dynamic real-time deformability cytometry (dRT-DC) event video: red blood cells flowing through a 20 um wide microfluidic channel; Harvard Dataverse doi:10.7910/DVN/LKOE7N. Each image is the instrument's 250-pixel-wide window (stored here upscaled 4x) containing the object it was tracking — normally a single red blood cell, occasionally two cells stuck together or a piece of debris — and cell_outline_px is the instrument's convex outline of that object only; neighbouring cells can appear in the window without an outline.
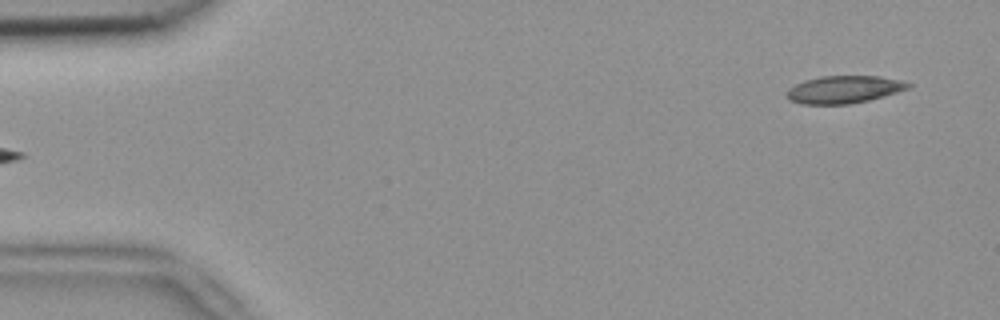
{"species": "common noctule bat (a hibernating species)", "species_latin": "Nyctalus noctula", "temperature_condition": "room temperature", "stored_images_in_passage": 5, "segment_of_instrument_passage": [2, 2], "camera_frame_rate_fps": 3000, "um_per_image_px": 0.085, "animal": {"sex": "female", "body_mass_g": 18.4}, "frame": {"image": 1, "passage_image": 5, "time_ms": 1.333, "image_size_px": [1000, 320], "cell_outline_px": [[912, 84], [908, 88], [896, 92], [868, 100], [848, 104], [804, 104], [788, 100], [784, 92], [788, 88], [804, 80], [820, 76], [880, 76], [900, 80]], "centroid_in_image_um": [71.67, 7.6], "position_along_channel_um": 13.3, "area_um2": 19.42}}